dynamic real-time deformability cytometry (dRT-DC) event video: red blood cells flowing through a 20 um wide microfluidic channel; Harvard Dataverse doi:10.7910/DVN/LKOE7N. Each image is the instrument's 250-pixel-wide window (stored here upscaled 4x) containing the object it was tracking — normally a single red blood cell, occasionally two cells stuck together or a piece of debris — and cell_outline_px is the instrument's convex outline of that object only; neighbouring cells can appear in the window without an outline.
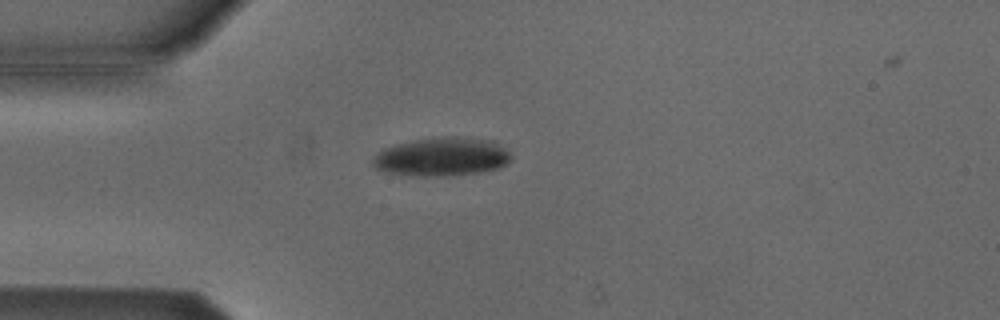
{"species": "Egyptian fruit bat (a non-hibernating species)", "species_latin": "Rousettus aegyptiacus", "temperature_condition": "cold", "stored_images_in_passage": 5, "camera_frame_rate_fps": 3000, "um_per_image_px": 0.085, "animal": {"sex": "male"}, "frame": {"image": 1, "passage_image": 4, "time_ms": 1.0, "image_size_px": [1000, 320], "cell_outline_px": [[512, 156], [504, 164], [496, 168], [480, 172], [452, 176], [416, 176], [388, 172], [376, 168], [372, 164], [372, 160], [384, 148], [396, 144], [416, 140], [448, 136], [456, 136], [488, 140], [504, 148]], "centroid_in_image_um": [37.53, 13.34], "position_along_channel_um": 47.5, "area_um2": 30.58}}